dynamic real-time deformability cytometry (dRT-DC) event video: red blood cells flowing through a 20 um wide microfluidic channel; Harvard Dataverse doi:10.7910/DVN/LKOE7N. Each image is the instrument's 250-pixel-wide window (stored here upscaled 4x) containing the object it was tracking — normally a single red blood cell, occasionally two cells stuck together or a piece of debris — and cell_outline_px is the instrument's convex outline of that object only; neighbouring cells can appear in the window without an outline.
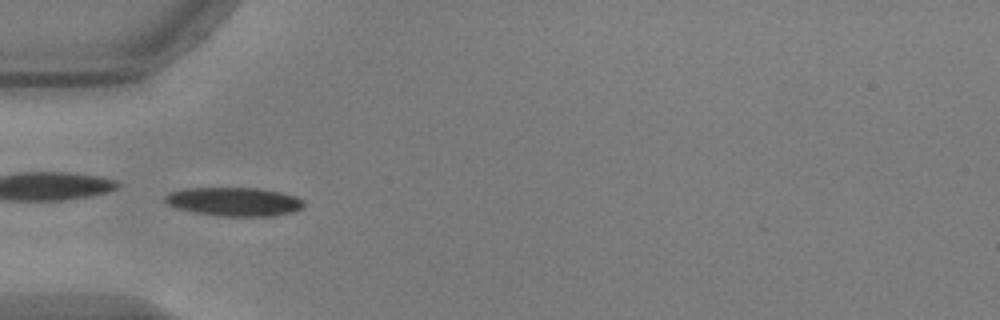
{"species": "common noctule bat (a hibernating species)", "species_latin": "Nyctalus noctula", "temperature_condition": "warm", "stored_images_in_passage": 38, "camera_frame_rate_fps": 3000, "um_per_image_px": 0.085, "animal": {"sex": "male", "body_mass_g": 17.9, "forearm_length_mm": 54.2}, "frame": {"image": 1, "passage_image": 1, "time_ms": 0.0, "image_size_px": [1000, 320], "cell_outline_px": [[304, 208], [296, 212], [276, 216], [220, 216], [196, 212], [176, 208], [164, 204], [164, 196], [168, 192], [188, 188], [256, 188], [280, 192], [296, 196], [304, 200]], "centroid_in_image_um": [19.92, 17.15], "position_along_channel_um": 65.1, "area_um2": 23.52}}
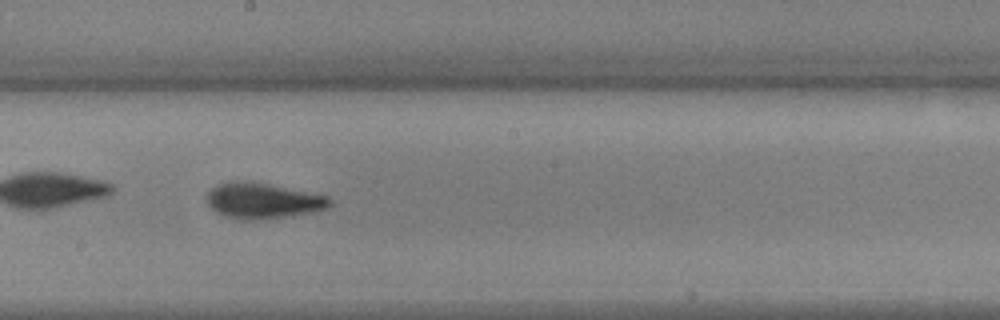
{"frame": {"image": 2, "passage_image": 14, "time_ms": 4.333, "image_size_px": [1000, 320], "cell_outline_px": [[332, 204], [328, 208], [292, 216], [256, 220], [244, 220], [224, 216], [216, 212], [204, 200], [208, 192], [216, 184], [232, 180], [252, 180], [328, 196], [332, 200]], "centroid_in_image_um": [22.31, 17.04], "position_along_channel_um": 225.9, "area_um2": 26.07}}
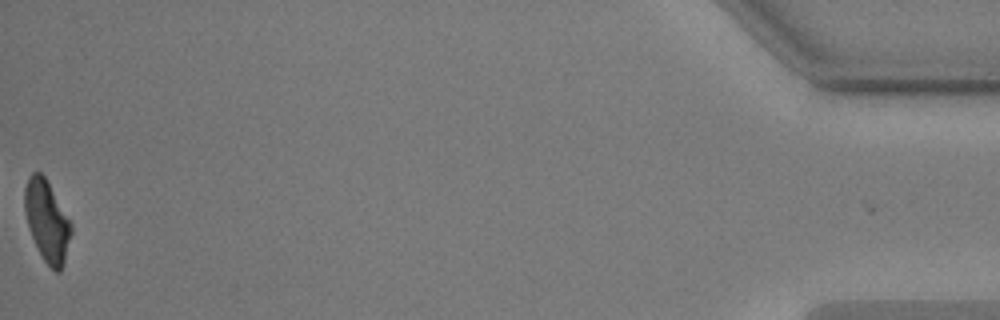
{"frame": {"image": 3, "passage_image": 38, "time_ms": 12.333, "image_size_px": [1000, 320], "cell_outline_px": [[72, 232], [64, 264], [60, 272], [56, 272], [44, 260], [32, 236], [24, 212], [24, 188], [28, 176], [32, 172], [40, 172], [44, 176], [72, 224]], "centroid_in_image_um": [3.99, 18.77], "position_along_channel_um": 431.2, "area_um2": 21.73}, "authors_computed_cell_mechanics": {"area_um2": 24.1315, "velocity_mm_per_s": 3.7251, "shape_relaxation_time_tau1_ms": 2.3215, "shape_relaxation_time_tau2_ms": null, "deformation_change_tau1": 0.1045, "deformation_change_tau2": null}}